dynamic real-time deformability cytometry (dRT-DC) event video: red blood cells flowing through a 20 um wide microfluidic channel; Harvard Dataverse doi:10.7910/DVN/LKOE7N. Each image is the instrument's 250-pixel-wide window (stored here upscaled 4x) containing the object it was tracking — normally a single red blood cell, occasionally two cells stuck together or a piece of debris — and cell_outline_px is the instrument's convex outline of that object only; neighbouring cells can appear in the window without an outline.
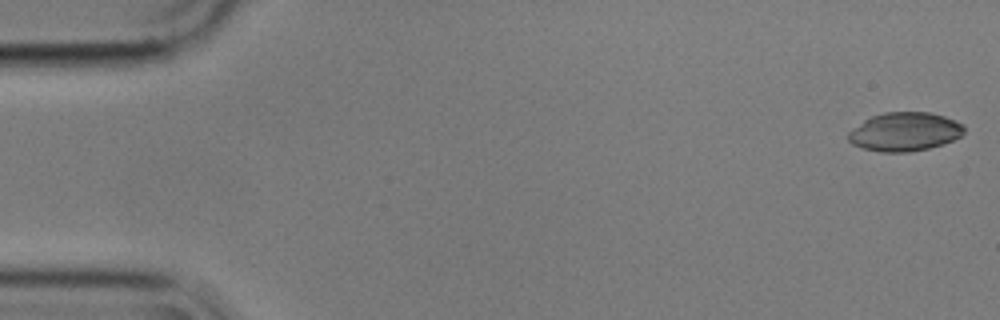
{"species": "common noctule bat (a hibernating species)", "species_latin": "Nyctalus noctula", "temperature_condition": "cold", "stored_images_in_passage": 55, "camera_frame_rate_fps": 3000, "um_per_image_px": 0.085, "animal": {"sex": "male", "body_mass_g": 17.9}, "frame": {"image": 1, "passage_image": 1, "time_ms": 0.0, "image_size_px": [1000, 320], "cell_outline_px": [[964, 132], [960, 136], [944, 144], [928, 148], [908, 152], [880, 152], [864, 148], [852, 144], [848, 140], [848, 132], [852, 128], [864, 120], [872, 116], [884, 112], [928, 112], [944, 116], [964, 124]], "centroid_in_image_um": [76.89, 11.19], "position_along_channel_um": 8.1, "area_um2": 26.13}}
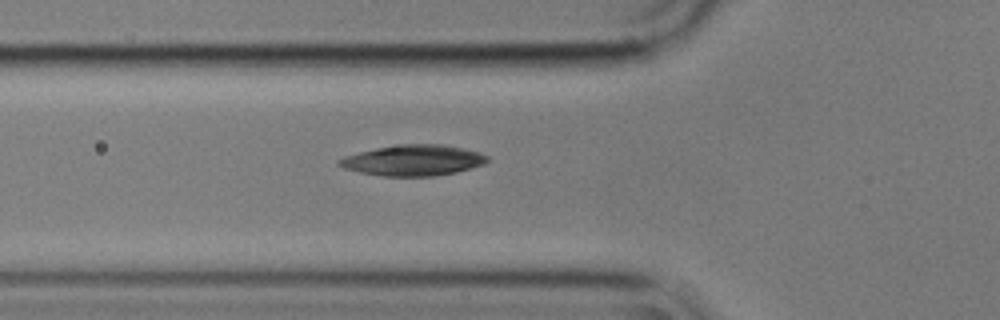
{"frame": {"image": 2, "passage_image": 19, "time_ms": 6.0, "image_size_px": [1000, 320], "cell_outline_px": [[488, 160], [484, 164], [456, 172], [436, 176], [384, 176], [360, 172], [344, 168], [336, 164], [336, 160], [344, 156], [376, 148], [400, 144], [444, 144], [464, 148], [488, 156]], "centroid_in_image_um": [35.1, 13.62], "position_along_channel_um": 90.7, "area_um2": 26.53}}
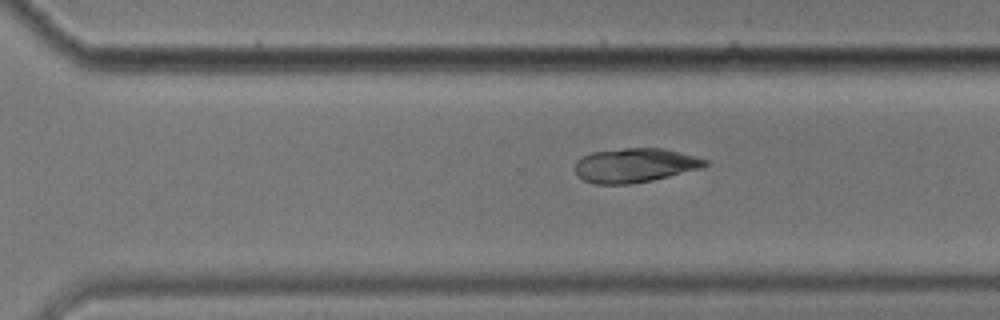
{"frame": {"image": 3, "passage_image": 38, "time_ms": 12.333, "image_size_px": [1000, 320], "cell_outline_px": [[708, 164], [700, 168], [652, 180], [632, 184], [596, 184], [584, 180], [576, 176], [576, 160], [592, 152], [624, 148], [664, 148], [708, 160]], "centroid_in_image_um": [53.93, 14.05], "position_along_channel_um": 316.7, "area_um2": 25.72}}